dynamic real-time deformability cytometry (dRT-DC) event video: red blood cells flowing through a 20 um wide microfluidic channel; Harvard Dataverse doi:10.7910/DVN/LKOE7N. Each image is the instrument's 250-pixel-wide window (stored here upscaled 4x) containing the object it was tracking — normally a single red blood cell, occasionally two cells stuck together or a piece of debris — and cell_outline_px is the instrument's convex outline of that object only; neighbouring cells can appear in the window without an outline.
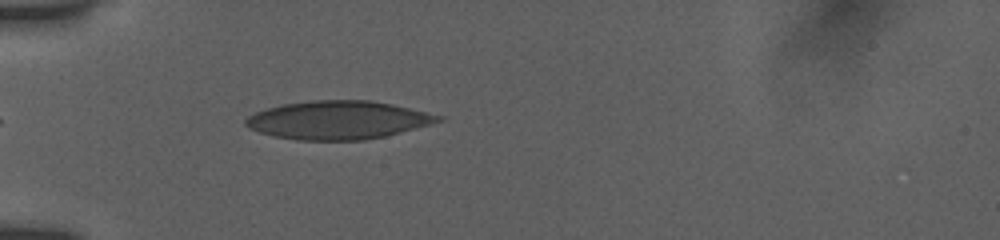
{"species": "human", "species_latin": "Homo sapiens", "temperature_condition": "room temperature", "stored_images_in_passage": 5, "camera_frame_rate_fps": 3000, "um_per_image_px": 0.085, "donor": {"sex": "female"}, "frame": {"image": 1, "passage_image": 5, "time_ms": 5.0, "image_size_px": [1000, 240], "cell_outline_px": [[444, 120], [400, 132], [384, 136], [364, 140], [296, 140], [276, 136], [260, 132], [248, 128], [244, 124], [244, 120], [248, 116], [256, 112], [268, 108], [284, 104], [312, 100], [368, 100], [392, 104], [444, 116]], "centroid_in_image_um": [28.72, 10.2], "position_along_channel_um": 56.3, "area_um2": 42.71}}